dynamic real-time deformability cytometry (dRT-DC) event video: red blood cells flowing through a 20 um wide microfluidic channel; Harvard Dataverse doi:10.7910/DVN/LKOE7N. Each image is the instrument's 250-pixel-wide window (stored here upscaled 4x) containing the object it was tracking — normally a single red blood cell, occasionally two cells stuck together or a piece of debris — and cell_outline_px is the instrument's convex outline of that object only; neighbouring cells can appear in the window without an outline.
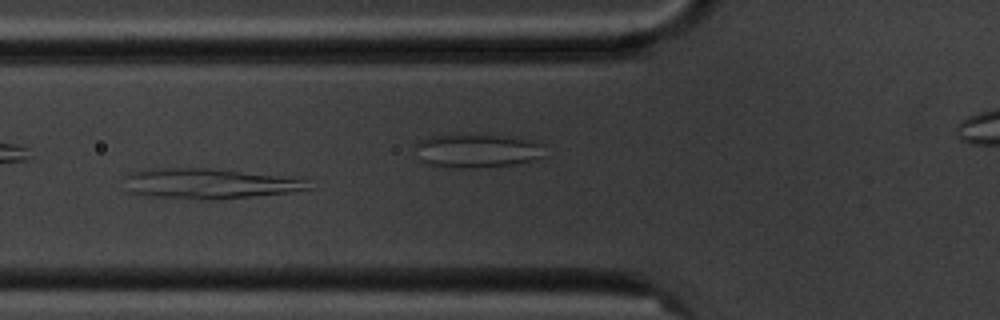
{"species": "common noctule bat (a hibernating species)", "species_latin": "Nyctalus noctula", "temperature_condition": "cold", "stored_images_in_passage": 10, "segment_of_instrument_passage": [1, 2], "camera_frame_rate_fps": 3000, "um_per_image_px": 0.085, "animal": {"sex": "male", "body_mass_g": 20.1, "forearm_length_mm": 53.5}, "frame": {"image": 1, "passage_image": 5, "time_ms": 5.333, "image_size_px": [1000, 320], "cell_outline_px": [[312, 188], [288, 192], [252, 196], [212, 200], [148, 196], [124, 192], [124, 176], [128, 172], [152, 168], [212, 168], [308, 180]], "centroid_in_image_um": [17.62, 15.6], "position_along_channel_um": 108.2, "area_um2": 32.48}}
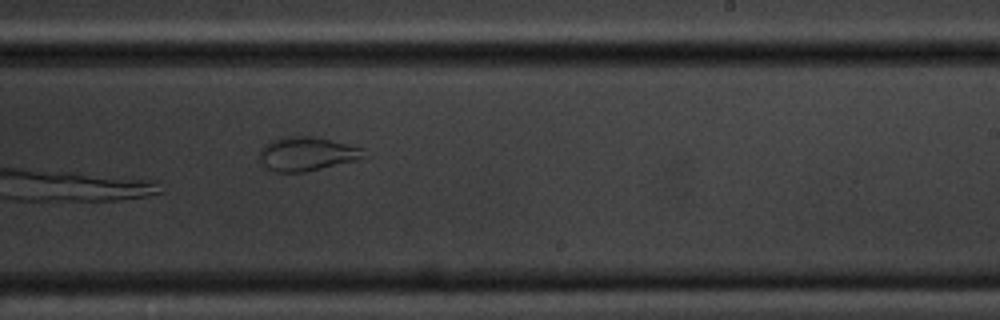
{"frame": {"image": 2, "passage_image": 9, "time_ms": 10.333, "image_size_px": [1000, 320], "cell_outline_px": [[364, 156], [356, 160], [304, 172], [276, 172], [264, 168], [260, 160], [260, 148], [264, 144], [272, 140], [288, 136], [312, 136], [364, 148]], "centroid_in_image_um": [26.02, 13.08], "position_along_channel_um": 263.0, "area_um2": 20.46}}